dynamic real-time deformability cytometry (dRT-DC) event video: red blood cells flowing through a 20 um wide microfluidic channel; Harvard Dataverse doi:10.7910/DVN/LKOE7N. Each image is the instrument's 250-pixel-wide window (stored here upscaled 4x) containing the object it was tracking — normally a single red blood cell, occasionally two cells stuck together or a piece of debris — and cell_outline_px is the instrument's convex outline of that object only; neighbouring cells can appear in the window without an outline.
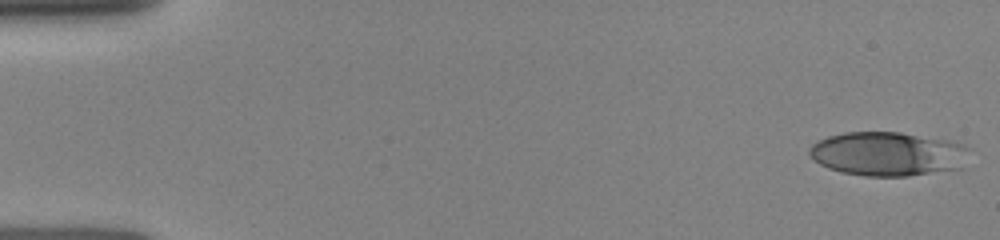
{"species": "human", "species_latin": "Homo sapiens", "temperature_condition": "room temperature", "stored_images_in_passage": 18, "camera_frame_rate_fps": 3000, "um_per_image_px": 0.085, "donor": {"sex": "female"}, "frame": {"image": 1, "passage_image": 1, "time_ms": 0.0, "image_size_px": [1000, 240], "cell_outline_px": [[972, 148], [960, 168], [908, 176], [864, 176], [840, 172], [828, 168], [820, 164], [808, 152], [808, 148], [812, 144], [828, 136], [844, 132], [900, 132], [948, 140], [964, 144]], "centroid_in_image_um": [75.48, 13.07], "position_along_channel_um": 9.5, "area_um2": 41.15}}
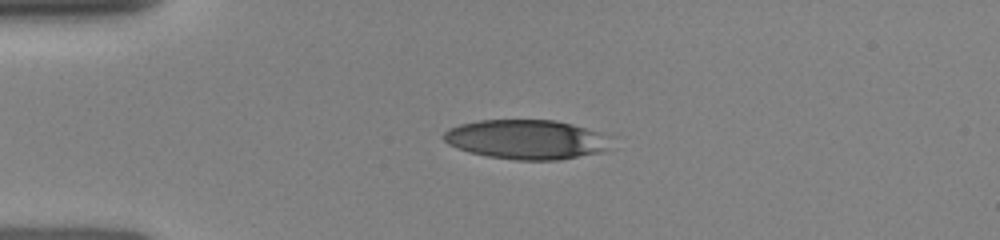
{"frame": {"image": 2, "passage_image": 12, "time_ms": 3.333, "image_size_px": [1000, 240], "cell_outline_px": [[616, 148], [600, 152], [560, 160], [516, 160], [488, 156], [468, 152], [456, 148], [448, 144], [444, 140], [444, 132], [448, 128], [460, 124], [480, 120], [556, 120], [572, 124], [616, 136]], "centroid_in_image_um": [44.89, 11.86], "position_along_channel_um": 40.1, "area_um2": 39.42}}
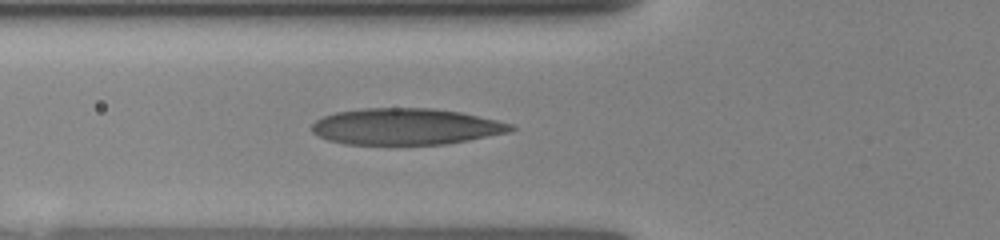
{"frame": {"image": 3, "passage_image": 18, "time_ms": 5.333, "image_size_px": [1000, 240], "cell_outline_px": [[516, 128], [512, 132], [468, 140], [444, 144], [344, 144], [328, 140], [312, 132], [312, 124], [316, 120], [324, 116], [336, 112], [364, 108], [432, 108], [460, 112], [496, 120], [512, 124]], "centroid_in_image_um": [34.51, 10.76], "position_along_channel_um": 91.3, "area_um2": 42.08}}